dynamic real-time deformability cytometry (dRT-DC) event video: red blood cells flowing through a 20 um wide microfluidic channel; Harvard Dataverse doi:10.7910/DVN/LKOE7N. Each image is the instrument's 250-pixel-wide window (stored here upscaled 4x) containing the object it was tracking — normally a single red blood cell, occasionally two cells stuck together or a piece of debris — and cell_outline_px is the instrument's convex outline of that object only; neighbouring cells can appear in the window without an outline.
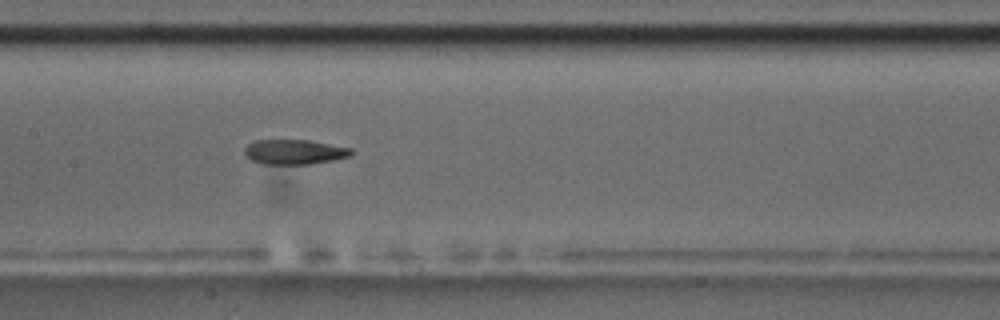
{"species": "common noctule bat (a hibernating species)", "species_latin": "Nyctalus noctula", "temperature_condition": "room temperature", "stored_images_in_passage": 9, "camera_frame_rate_fps": 3000, "um_per_image_px": 0.085, "animal": {"sex": "male", "body_mass_g": 17.5, "forearm_length_mm": 52.3}, "frame": {"image": 1, "passage_image": 8, "time_ms": 8.0, "image_size_px": [1000, 320], "cell_outline_px": [[352, 156], [332, 160], [308, 164], [264, 164], [252, 160], [244, 152], [244, 148], [248, 144], [256, 140], [308, 140], [352, 148]], "centroid_in_image_um": [25.04, 12.91], "position_along_channel_um": 182.4, "area_um2": 15.32}}